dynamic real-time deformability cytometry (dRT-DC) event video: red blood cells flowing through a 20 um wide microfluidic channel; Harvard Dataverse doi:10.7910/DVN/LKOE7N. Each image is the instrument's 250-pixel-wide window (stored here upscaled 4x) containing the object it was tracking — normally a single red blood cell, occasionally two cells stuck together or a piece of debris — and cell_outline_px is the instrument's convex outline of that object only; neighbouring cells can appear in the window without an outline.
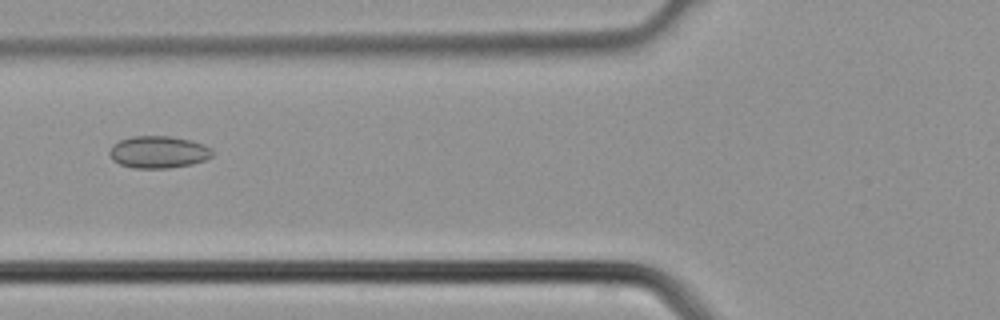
{"species": "common noctule bat (a hibernating species)", "species_latin": "Nyctalus noctula", "temperature_condition": "cold", "stored_images_in_passage": 3, "camera_frame_rate_fps": 3000, "um_per_image_px": 0.085, "animal": {"sex": "male", "body_mass_g": 21.5, "forearm_length_mm": 52.0}, "frame": {"image": 1, "passage_image": 3, "time_ms": 0.667, "image_size_px": [1000, 320], "cell_outline_px": [[212, 156], [204, 160], [192, 164], [168, 168], [132, 168], [120, 164], [112, 160], [108, 152], [112, 144], [120, 140], [132, 136], [168, 136], [192, 140], [204, 144], [212, 148]], "centroid_in_image_um": [13.45, 12.92], "position_along_channel_um": 112.4, "area_um2": 19.42}}